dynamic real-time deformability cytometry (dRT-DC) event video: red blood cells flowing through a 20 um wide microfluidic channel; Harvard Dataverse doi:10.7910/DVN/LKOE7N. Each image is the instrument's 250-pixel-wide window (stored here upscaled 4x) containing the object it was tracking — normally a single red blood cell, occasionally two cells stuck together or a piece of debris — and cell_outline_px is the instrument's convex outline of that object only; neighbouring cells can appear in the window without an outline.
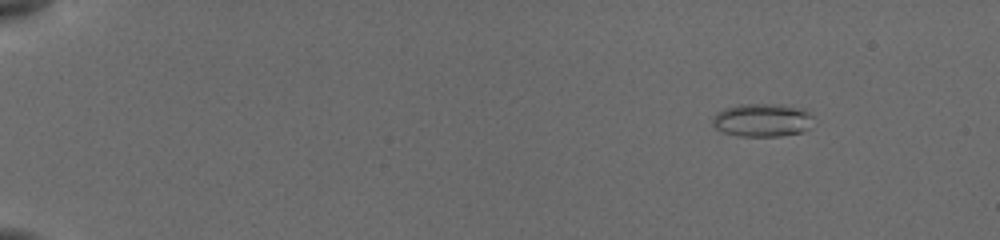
{"species": "common noctule bat (a hibernating species)", "species_latin": "Nyctalus noctula", "temperature_condition": "cold", "stored_images_in_passage": 9, "camera_frame_rate_fps": 3000, "um_per_image_px": 0.085, "animal": {"sex": "female", "body_mass_g": 19.5, "forearm_length_mm": 54.1}, "frame": {"image": 1, "passage_image": 3, "time_ms": 2.333, "image_size_px": [1000, 240], "cell_outline_px": [[812, 128], [804, 132], [780, 136], [740, 136], [724, 132], [716, 128], [712, 124], [712, 116], [724, 108], [740, 104], [780, 104], [804, 108], [812, 116]], "centroid_in_image_um": [64.83, 10.21], "position_along_channel_um": 20.2, "area_um2": 19.83}}
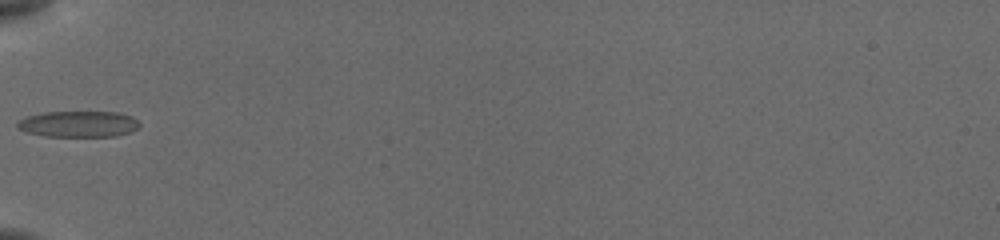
{"frame": {"image": 2, "passage_image": 9, "time_ms": 7.333, "image_size_px": [1000, 240], "cell_outline_px": [[140, 124], [136, 128], [128, 132], [116, 136], [44, 136], [28, 132], [20, 128], [16, 124], [20, 120], [28, 116], [44, 112], [116, 112], [132, 116]], "centroid_in_image_um": [6.68, 10.54], "position_along_channel_um": 78.3, "area_um2": 18.26}}